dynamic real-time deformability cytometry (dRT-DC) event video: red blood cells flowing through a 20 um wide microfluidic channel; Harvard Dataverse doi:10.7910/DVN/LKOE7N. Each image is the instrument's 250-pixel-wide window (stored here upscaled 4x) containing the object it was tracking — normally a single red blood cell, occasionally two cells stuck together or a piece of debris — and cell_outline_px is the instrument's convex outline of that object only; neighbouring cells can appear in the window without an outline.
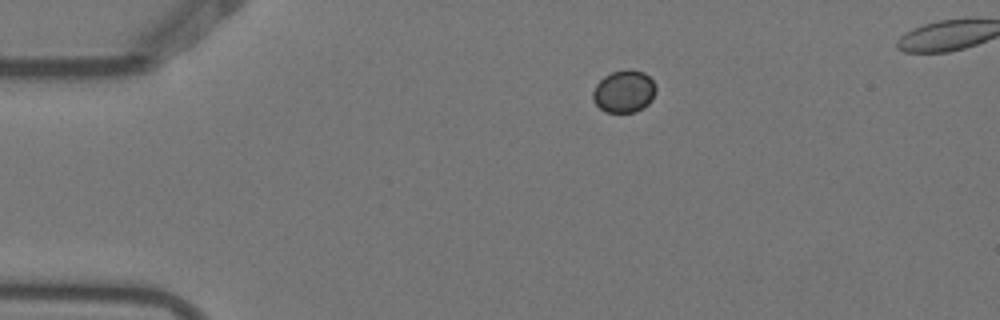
{"species": "Egyptian fruit bat (a non-hibernating species)", "species_latin": "Rousettus aegyptiacus", "temperature_condition": "warm", "stored_images_in_passage": 4, "camera_frame_rate_fps": 3000, "um_per_image_px": 0.085, "animal": {"sex": "female"}, "frame": {"image": 1, "passage_image": 1, "time_ms": 0.0, "image_size_px": [1000, 320], "cell_outline_px": [[656, 92], [652, 100], [644, 108], [636, 112], [604, 112], [592, 100], [592, 92], [596, 84], [604, 76], [612, 72], [628, 68], [632, 68], [644, 72], [656, 84]], "centroid_in_image_um": [53.05, 7.76], "position_along_channel_um": 31.9, "area_um2": 15.9}}
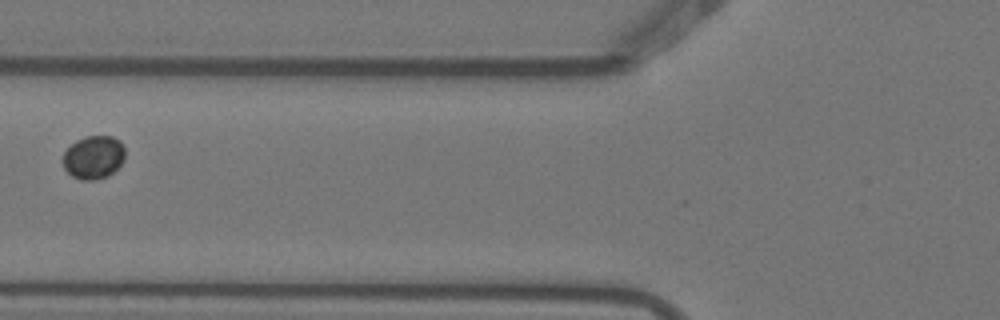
{"frame": {"image": 2, "passage_image": 4, "time_ms": 1.0, "image_size_px": [1000, 320], "cell_outline_px": [[124, 160], [108, 176], [96, 180], [80, 180], [72, 176], [64, 168], [64, 152], [76, 140], [84, 136], [112, 136], [120, 140], [124, 148]], "centroid_in_image_um": [7.96, 13.36], "position_along_channel_um": 117.8, "area_um2": 15.61}}